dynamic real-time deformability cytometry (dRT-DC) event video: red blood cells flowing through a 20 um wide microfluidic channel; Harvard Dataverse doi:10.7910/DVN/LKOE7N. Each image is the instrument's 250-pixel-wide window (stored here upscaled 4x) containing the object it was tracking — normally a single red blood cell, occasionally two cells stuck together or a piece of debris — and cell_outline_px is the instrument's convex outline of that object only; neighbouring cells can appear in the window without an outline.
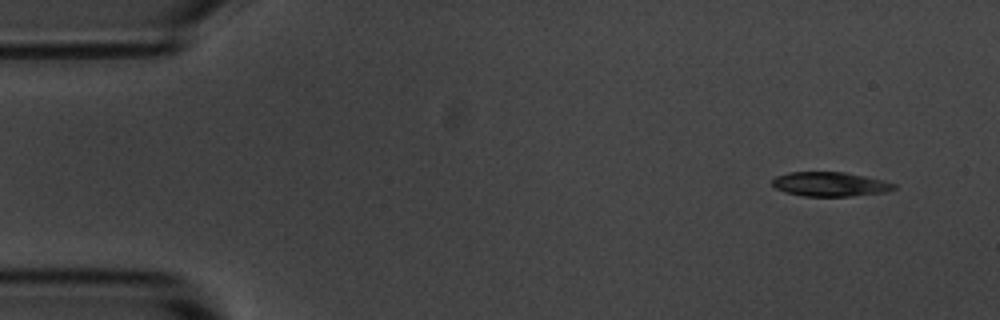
{"species": "common noctule bat (a hibernating species)", "species_latin": "Nyctalus noctula", "temperature_condition": "room temperature", "stored_images_in_passage": 4, "camera_frame_rate_fps": 3000, "um_per_image_px": 0.085, "animal": {"sex": "male", "body_mass_g": 20.1, "forearm_length_mm": 53.5}, "frame": {"image": 1, "passage_image": 1, "time_ms": 0.0, "image_size_px": [1000, 320], "cell_outline_px": [[896, 188], [884, 192], [848, 196], [804, 196], [784, 192], [776, 188], [772, 184], [772, 180], [776, 176], [788, 172], [844, 172], [884, 180], [896, 184]], "centroid_in_image_um": [70.53, 15.65], "position_along_channel_um": 14.5, "area_um2": 17.17}}
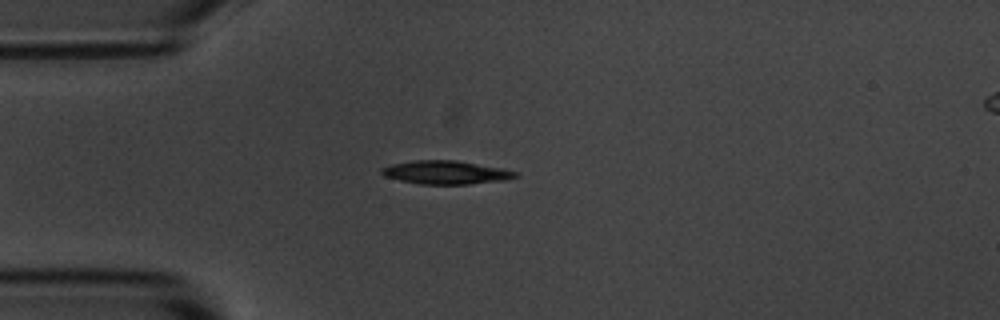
{"frame": {"image": 2, "passage_image": 4, "time_ms": 3.333, "image_size_px": [1000, 320], "cell_outline_px": [[520, 176], [504, 180], [468, 184], [420, 184], [400, 180], [384, 176], [380, 172], [380, 168], [392, 164], [412, 160], [456, 160], [504, 168], [516, 172]], "centroid_in_image_um": [37.89, 14.65], "position_along_channel_um": 47.1, "area_um2": 18.32}}